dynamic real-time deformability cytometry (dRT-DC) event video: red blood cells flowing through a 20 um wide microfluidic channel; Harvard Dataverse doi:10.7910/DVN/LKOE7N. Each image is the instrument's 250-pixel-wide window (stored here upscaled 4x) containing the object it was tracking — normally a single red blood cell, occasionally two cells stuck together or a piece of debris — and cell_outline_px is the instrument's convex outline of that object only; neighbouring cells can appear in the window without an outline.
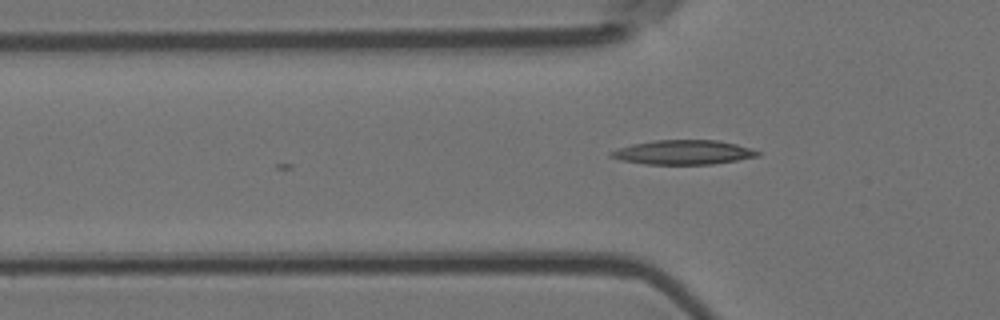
{"species": "Egyptian fruit bat (a non-hibernating species)", "species_latin": "Rousettus aegyptiacus", "temperature_condition": "room temperature", "stored_images_in_passage": 4, "camera_frame_rate_fps": 3000, "um_per_image_px": 0.085, "animal": {"sex": "female"}, "frame": {"image": 1, "passage_image": 2, "time_ms": 0.333, "image_size_px": [1000, 320], "cell_outline_px": [[760, 156], [712, 164], [644, 164], [620, 160], [608, 156], [608, 152], [616, 148], [632, 144], [656, 140], [716, 140], [736, 144], [760, 152]], "centroid_in_image_um": [58.01, 12.95], "position_along_channel_um": 67.8, "area_um2": 20.81}}
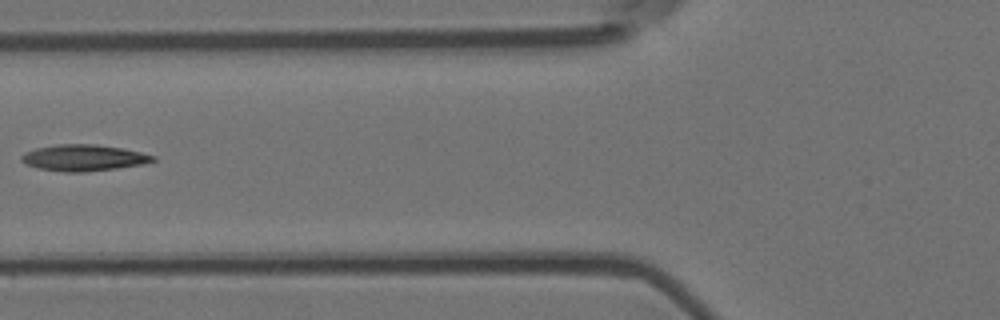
{"frame": {"image": 2, "passage_image": 3, "time_ms": 0.667, "image_size_px": [1000, 320], "cell_outline_px": [[156, 160], [144, 164], [116, 168], [84, 172], [64, 172], [36, 168], [24, 164], [20, 160], [20, 156], [24, 152], [36, 148], [56, 144], [92, 144], [120, 148], [140, 152], [156, 156]], "centroid_in_image_um": [7.05, 13.42], "position_along_channel_um": 118.7, "area_um2": 20.23}}
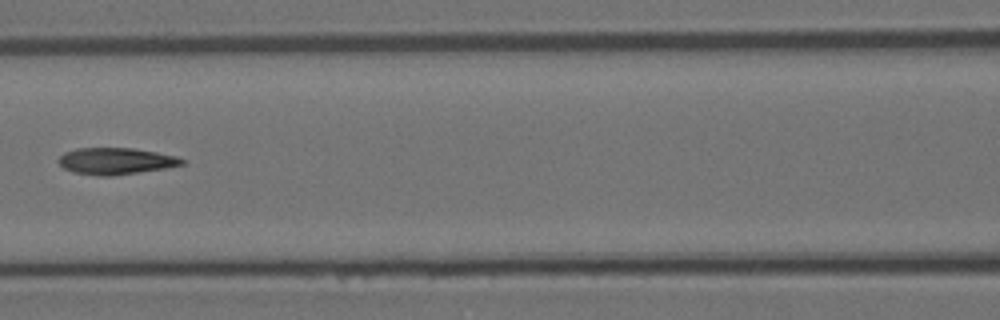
{"frame": {"image": 3, "passage_image": 4, "time_ms": 1.0, "image_size_px": [1000, 320], "cell_outline_px": [[184, 164], [164, 168], [112, 176], [100, 176], [72, 172], [64, 168], [56, 160], [64, 152], [76, 148], [132, 148], [156, 152], [176, 156], [184, 160]], "centroid_in_image_um": [9.79, 13.69], "position_along_channel_um": 156.8, "area_um2": 19.07}}